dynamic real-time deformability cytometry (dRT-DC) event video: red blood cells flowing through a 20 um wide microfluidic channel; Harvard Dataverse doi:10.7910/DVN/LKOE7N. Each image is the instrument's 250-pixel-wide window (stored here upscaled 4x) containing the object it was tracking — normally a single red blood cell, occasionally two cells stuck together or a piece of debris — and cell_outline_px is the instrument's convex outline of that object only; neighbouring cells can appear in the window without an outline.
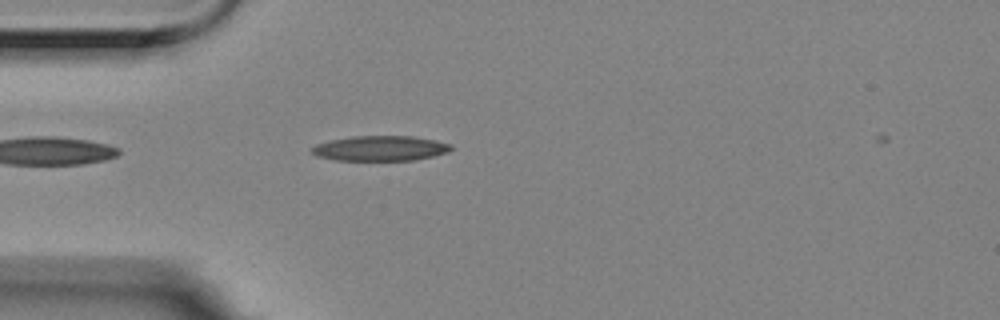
{"species": "Egyptian fruit bat (a non-hibernating species)", "species_latin": "Rousettus aegyptiacus", "temperature_condition": "room temperature", "stored_images_in_passage": 4, "camera_frame_rate_fps": 3000, "um_per_image_px": 0.085, "animal": {"sex": "female"}, "frame": {"image": 1, "passage_image": 3, "time_ms": 0.667, "image_size_px": [1000, 320], "cell_outline_px": [[452, 148], [448, 152], [416, 160], [336, 160], [316, 156], [312, 152], [312, 148], [316, 144], [332, 140], [352, 136], [412, 136], [436, 140], [452, 144]], "centroid_in_image_um": [32.35, 12.6], "position_along_channel_um": 52.6, "area_um2": 20.29}}